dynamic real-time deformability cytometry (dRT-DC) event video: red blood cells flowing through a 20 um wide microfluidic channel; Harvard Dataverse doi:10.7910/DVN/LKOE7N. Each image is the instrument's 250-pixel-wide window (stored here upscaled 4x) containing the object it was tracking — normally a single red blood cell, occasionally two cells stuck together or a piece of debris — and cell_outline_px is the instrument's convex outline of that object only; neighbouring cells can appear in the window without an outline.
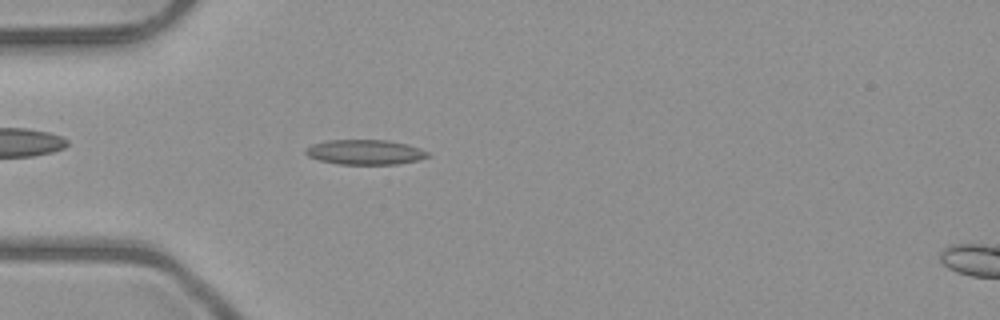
{"species": "common noctule bat (a hibernating species)", "species_latin": "Nyctalus noctula", "temperature_condition": "room temperature", "stored_images_in_passage": 51, "camera_frame_rate_fps": 3000, "um_per_image_px": 0.085, "animal": {"sex": "male", "body_mass_g": 23.1, "forearm_length_mm": 52.7}, "frame": {"image": 1, "passage_image": 15, "time_ms": 4.667, "image_size_px": [1000, 320], "cell_outline_px": [[432, 156], [416, 160], [396, 164], [336, 164], [320, 160], [308, 156], [304, 152], [304, 148], [312, 144], [328, 140], [388, 140], [408, 144], [420, 148], [428, 152]], "centroid_in_image_um": [31.02, 12.92], "position_along_channel_um": 54.0, "area_um2": 17.8}}
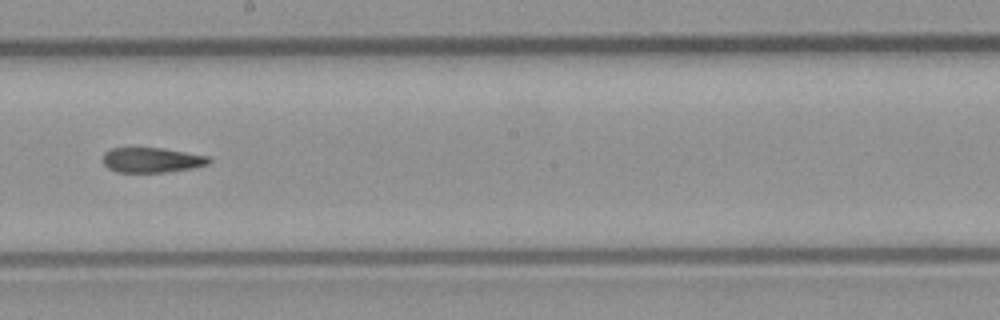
{"frame": {"image": 2, "passage_image": 29, "time_ms": 9.333, "image_size_px": [1000, 320], "cell_outline_px": [[212, 160], [208, 164], [192, 168], [164, 172], [116, 172], [108, 168], [104, 164], [104, 152], [112, 148], [160, 148], [208, 156]], "centroid_in_image_um": [12.89, 13.61], "position_along_channel_um": 235.3, "area_um2": 15.26}}
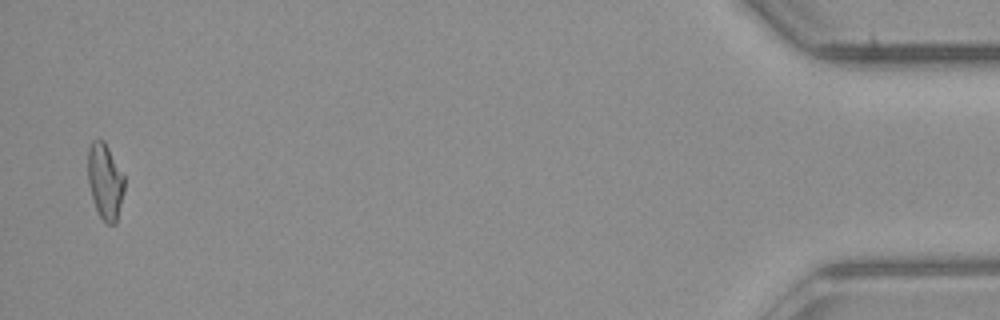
{"frame": {"image": 3, "passage_image": 50, "time_ms": 16.333, "image_size_px": [1000, 320], "cell_outline_px": [[124, 192], [116, 224], [108, 224], [100, 216], [96, 208], [88, 184], [88, 148], [92, 140], [104, 140], [124, 176]], "centroid_in_image_um": [8.93, 15.41], "position_along_channel_um": 426.3, "area_um2": 16.01}, "authors_computed_cell_mechanics": {"area_um2": 16.4152, "velocity_mm_per_s": 4.0372, "shape_relaxation_time_tau1_ms": null, "shape_relaxation_time_tau2_ms": 10.7237, "deformation_change_tau1": null, "deformation_change_tau2": 0.2282}}